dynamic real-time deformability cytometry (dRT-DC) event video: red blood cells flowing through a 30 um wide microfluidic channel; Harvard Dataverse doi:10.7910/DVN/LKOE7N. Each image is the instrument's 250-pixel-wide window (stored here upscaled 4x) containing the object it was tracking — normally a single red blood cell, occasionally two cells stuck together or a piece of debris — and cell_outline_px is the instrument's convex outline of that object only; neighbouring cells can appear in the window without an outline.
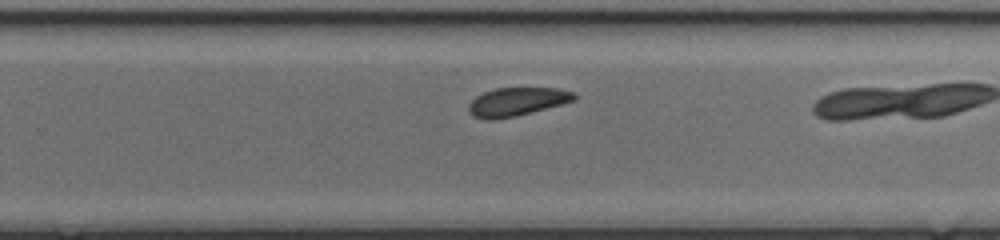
{"species": "common noctule bat (a hibernating species)", "species_latin": "Nyctalus noctula", "temperature_condition": "cold", "stored_images_in_passage": 26, "camera_frame_rate_fps": 3000, "um_per_image_px": 0.085, "animal": {"sex": "female", "body_mass_g": 17.0, "forearm_length_mm": 48.0}, "frame": {"image": 1, "passage_image": 19, "time_ms": 6.0, "image_size_px": [1000, 240], "cell_outline_px": [[576, 100], [516, 116], [496, 120], [484, 120], [472, 116], [468, 112], [468, 104], [476, 96], [484, 92], [496, 88], [560, 88], [576, 92]], "centroid_in_image_um": [43.92, 8.65], "position_along_channel_um": 285.9, "area_um2": 17.69}}
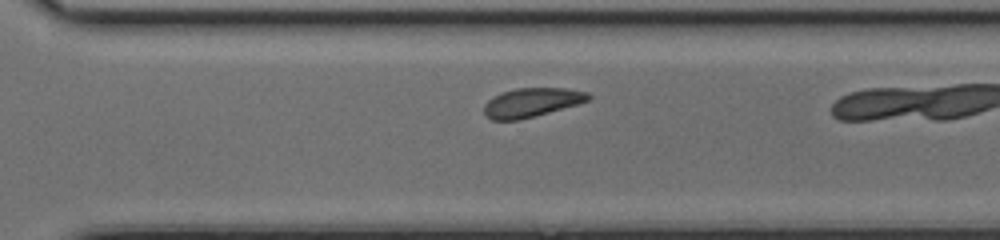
{"frame": {"image": 2, "passage_image": 22, "time_ms": 7.0, "image_size_px": [1000, 240], "cell_outline_px": [[592, 96], [588, 100], [576, 104], [520, 120], [492, 120], [484, 116], [484, 104], [492, 96], [516, 88], [568, 88], [588, 92]], "centroid_in_image_um": [45.15, 8.71], "position_along_channel_um": 325.4, "area_um2": 17.57}}